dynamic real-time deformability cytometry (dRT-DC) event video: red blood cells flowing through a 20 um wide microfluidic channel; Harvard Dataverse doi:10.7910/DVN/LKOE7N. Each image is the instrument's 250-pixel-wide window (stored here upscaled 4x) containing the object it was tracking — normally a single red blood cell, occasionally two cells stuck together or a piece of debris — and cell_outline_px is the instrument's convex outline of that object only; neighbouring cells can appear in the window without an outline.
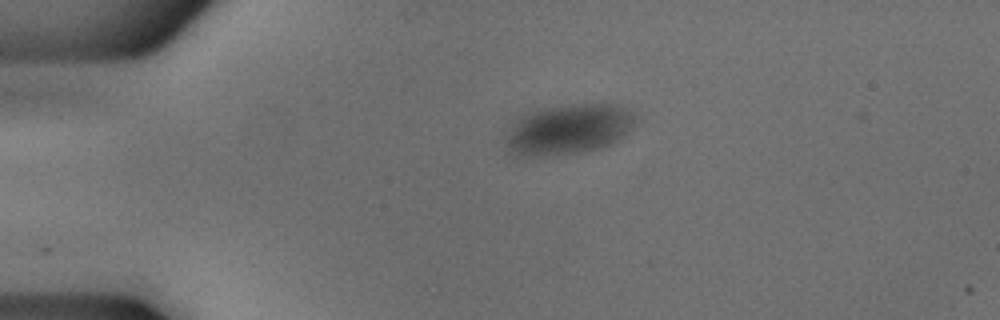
{"species": "common noctule bat (a hibernating species)", "species_latin": "Nyctalus noctula", "temperature_condition": "cold", "stored_images_in_passage": 33, "camera_frame_rate_fps": 3000, "um_per_image_px": 0.085, "animal": {"sex": "male", "body_mass_g": 18.8}, "frame": {"image": 1, "passage_image": 1, "time_ms": 0.0, "image_size_px": [1000, 320], "cell_outline_px": [[636, 116], [628, 128], [624, 132], [608, 144], [596, 148], [576, 152], [544, 156], [512, 156], [504, 148], [504, 136], [516, 116], [524, 112], [540, 108], [572, 104], [620, 104], [636, 112]], "centroid_in_image_um": [48.15, 10.96], "position_along_channel_um": 36.8, "area_um2": 38.26}}
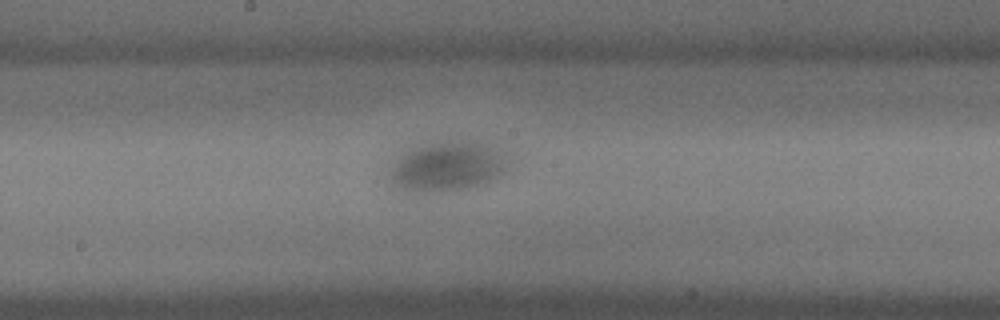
{"frame": {"image": 2, "passage_image": 18, "time_ms": 5.667, "image_size_px": [1000, 320], "cell_outline_px": [[496, 172], [472, 184], [448, 188], [416, 188], [404, 184], [396, 176], [392, 168], [416, 144], [436, 140], [476, 140], [488, 148], [496, 164]], "centroid_in_image_um": [37.85, 13.96], "position_along_channel_um": 210.4, "area_um2": 28.55}}
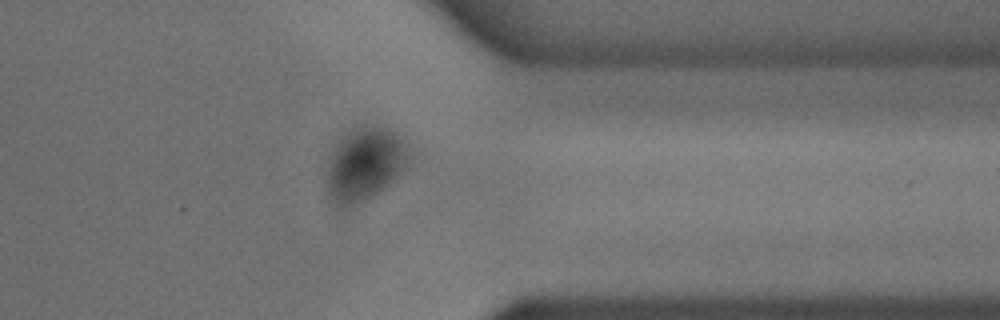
{"frame": {"image": 3, "passage_image": 32, "time_ms": 10.333, "image_size_px": [1000, 320], "cell_outline_px": [[404, 164], [396, 176], [380, 188], [368, 196], [348, 204], [340, 204], [328, 192], [328, 164], [332, 152], [340, 140], [352, 128], [388, 128], [400, 144], [404, 152]], "centroid_in_image_um": [30.89, 13.91], "position_along_channel_um": 380.5, "area_um2": 31.39}}